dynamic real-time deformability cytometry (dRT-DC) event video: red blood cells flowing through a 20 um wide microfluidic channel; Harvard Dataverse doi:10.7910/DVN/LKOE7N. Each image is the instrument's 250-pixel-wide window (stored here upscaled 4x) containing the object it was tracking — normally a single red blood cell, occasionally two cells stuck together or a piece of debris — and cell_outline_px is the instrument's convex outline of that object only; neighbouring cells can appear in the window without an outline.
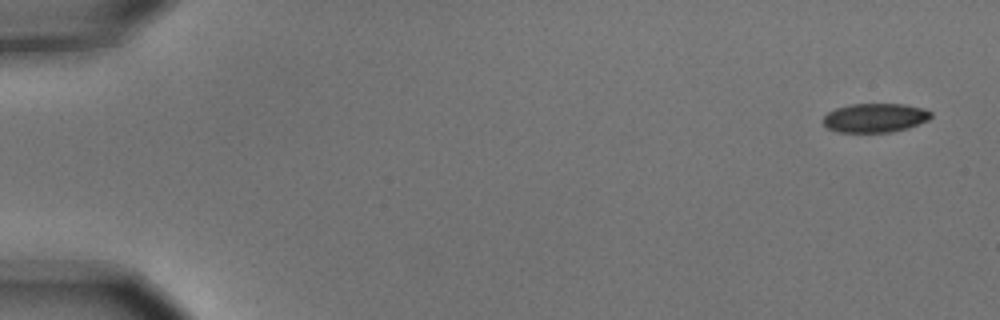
{"species": "common noctule bat (a hibernating species)", "species_latin": "Nyctalus noctula", "temperature_condition": "cold", "stored_images_in_passage": 6, "camera_frame_rate_fps": 3000, "um_per_image_px": 0.085, "animal": {"sex": "male", "body_mass_g": 15.6}, "frame": {"image": 1, "passage_image": 1, "time_ms": 0.0, "image_size_px": [1000, 320], "cell_outline_px": [[932, 116], [928, 120], [908, 128], [892, 132], [836, 132], [828, 128], [824, 124], [824, 116], [828, 112], [836, 108], [848, 104], [904, 104], [924, 108], [932, 112]], "centroid_in_image_um": [74.39, 10.01], "position_along_channel_um": 10.6, "area_um2": 18.32}}
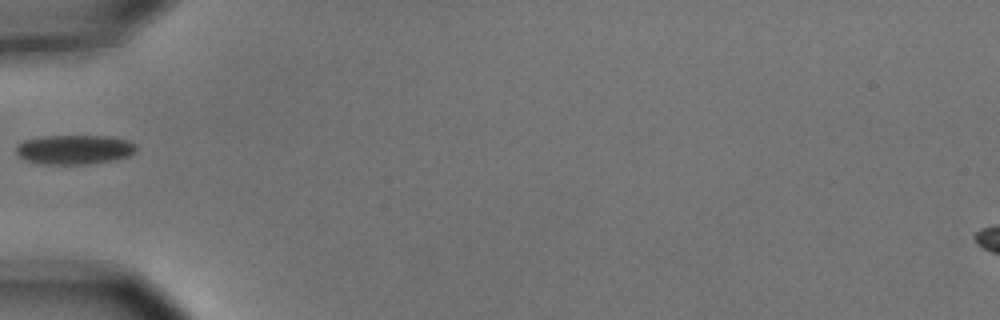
{"frame": {"image": 2, "passage_image": 5, "time_ms": 1.333, "image_size_px": [1000, 320], "cell_outline_px": [[136, 152], [128, 156], [116, 160], [88, 164], [36, 164], [24, 160], [16, 152], [16, 144], [24, 140], [40, 136], [108, 136], [128, 140], [136, 144]], "centroid_in_image_um": [6.31, 12.72], "position_along_channel_um": 78.7, "area_um2": 20.92}}
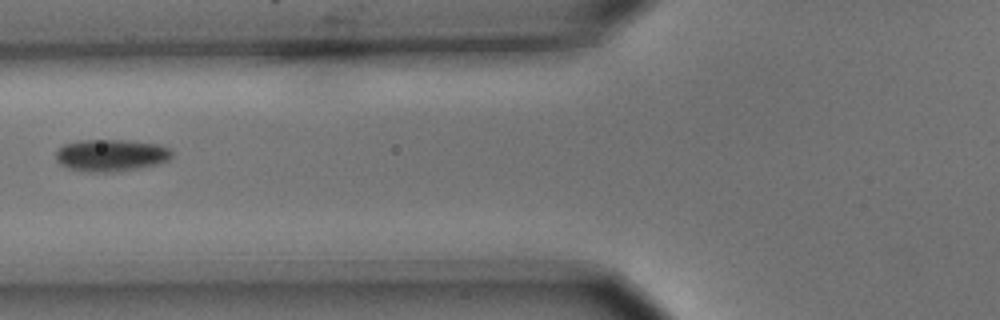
{"frame": {"image": 3, "passage_image": 6, "time_ms": 1.667, "image_size_px": [1000, 320], "cell_outline_px": [[172, 156], [168, 160], [136, 168], [108, 172], [88, 172], [68, 168], [60, 164], [56, 160], [56, 152], [64, 144], [80, 140], [128, 140], [160, 144], [168, 148], [172, 152]], "centroid_in_image_um": [9.4, 13.18], "position_along_channel_um": 116.4, "area_um2": 21.44}}